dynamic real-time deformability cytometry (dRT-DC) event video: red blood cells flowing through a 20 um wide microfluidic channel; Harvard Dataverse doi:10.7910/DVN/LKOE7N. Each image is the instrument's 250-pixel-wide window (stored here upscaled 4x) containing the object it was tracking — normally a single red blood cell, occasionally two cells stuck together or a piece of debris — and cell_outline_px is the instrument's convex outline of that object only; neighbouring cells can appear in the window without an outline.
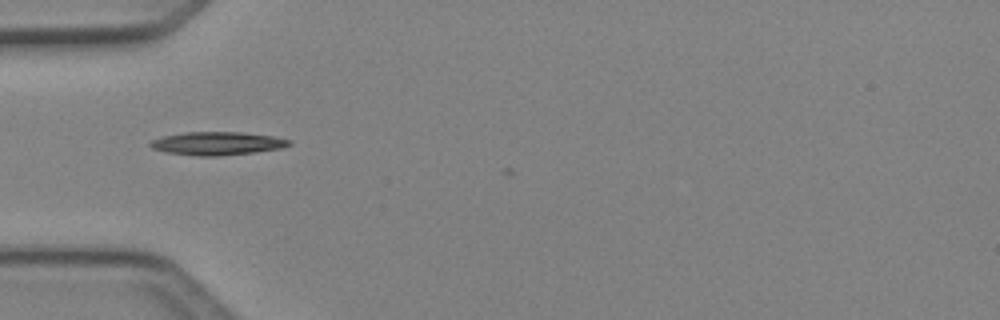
{"species": "Egyptian fruit bat (a non-hibernating species)", "species_latin": "Rousettus aegyptiacus", "temperature_condition": "cold", "stored_images_in_passage": 3, "camera_frame_rate_fps": 3000, "um_per_image_px": 0.085, "animal": {"sex": "female"}, "frame": {"image": 1, "passage_image": 2, "time_ms": 0.333, "image_size_px": [1000, 320], "cell_outline_px": [[292, 144], [280, 148], [252, 152], [216, 156], [200, 156], [164, 152], [152, 148], [148, 144], [152, 140], [160, 136], [184, 132], [240, 132], [272, 136], [292, 140]], "centroid_in_image_um": [18.41, 12.18], "position_along_channel_um": 66.6, "area_um2": 18.73}}